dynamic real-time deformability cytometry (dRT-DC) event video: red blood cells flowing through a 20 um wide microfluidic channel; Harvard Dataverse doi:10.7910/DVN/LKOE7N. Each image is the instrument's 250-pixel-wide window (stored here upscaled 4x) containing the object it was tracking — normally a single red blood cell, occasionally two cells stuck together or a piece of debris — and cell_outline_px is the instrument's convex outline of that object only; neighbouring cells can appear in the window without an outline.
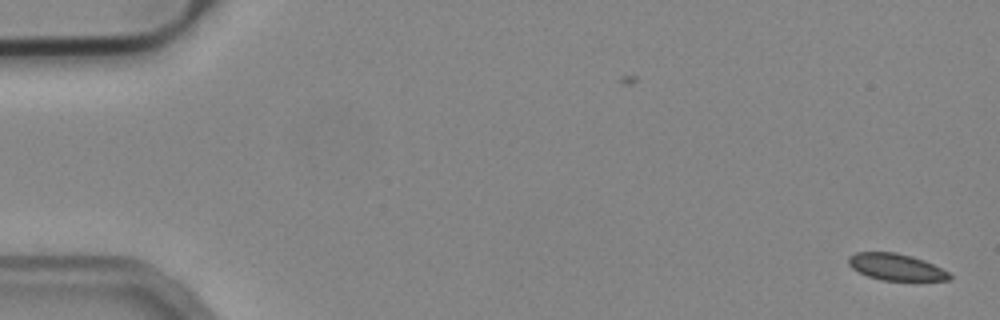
{"species": "common noctule bat (a hibernating species)", "species_latin": "Nyctalus noctula", "temperature_condition": "cold", "stored_images_in_passage": 16, "camera_frame_rate_fps": 3000, "um_per_image_px": 0.085, "animal": {"sex": "male", "body_mass_g": 19.2, "forearm_length_mm": 51.8}, "frame": {"image": 1, "passage_image": 1, "time_ms": 0.0, "image_size_px": [1000, 320], "cell_outline_px": [[952, 280], [880, 280], [868, 276], [852, 268], [848, 264], [848, 256], [856, 252], [896, 252], [912, 256], [924, 260], [948, 272], [952, 276]], "centroid_in_image_um": [76.14, 22.69], "position_along_channel_um": 8.9, "area_um2": 15.61}}